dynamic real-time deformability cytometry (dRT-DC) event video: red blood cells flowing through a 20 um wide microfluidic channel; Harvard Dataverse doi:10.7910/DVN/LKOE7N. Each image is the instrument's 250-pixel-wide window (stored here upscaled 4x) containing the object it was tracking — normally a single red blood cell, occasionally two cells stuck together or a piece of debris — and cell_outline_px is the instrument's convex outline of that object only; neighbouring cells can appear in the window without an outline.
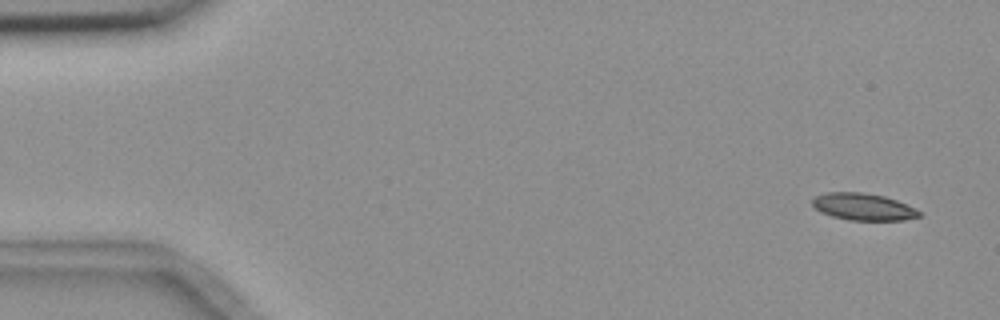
{"species": "common noctule bat (a hibernating species)", "species_latin": "Nyctalus noctula", "temperature_condition": "room temperature", "stored_images_in_passage": 5, "segment_of_instrument_passage": [1, 2], "camera_frame_rate_fps": 3000, "um_per_image_px": 0.085, "animal": {"sex": "female", "body_mass_g": 18.4}, "frame": {"image": 1, "passage_image": 1, "time_ms": 0.0, "image_size_px": [1000, 320], "cell_outline_px": [[920, 216], [904, 220], [848, 220], [832, 216], [820, 212], [812, 204], [812, 200], [816, 196], [828, 192], [860, 192], [884, 196], [896, 200], [920, 212]], "centroid_in_image_um": [73.33, 17.58], "position_along_channel_um": 11.7, "area_um2": 16.53}}